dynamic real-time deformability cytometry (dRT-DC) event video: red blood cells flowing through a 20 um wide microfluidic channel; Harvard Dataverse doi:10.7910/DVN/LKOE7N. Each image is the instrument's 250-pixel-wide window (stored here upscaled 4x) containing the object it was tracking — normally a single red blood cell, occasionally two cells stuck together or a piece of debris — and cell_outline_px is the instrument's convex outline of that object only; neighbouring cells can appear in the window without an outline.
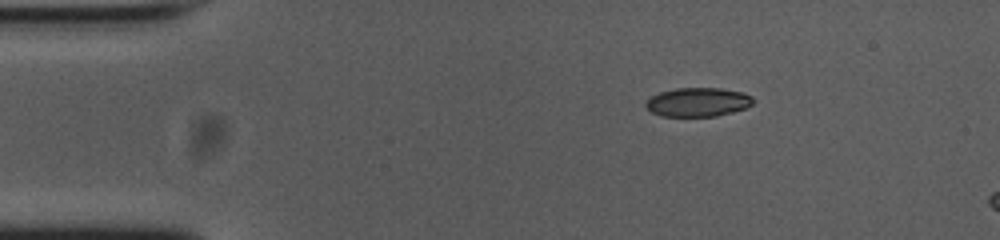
{"species": "common noctule bat (a hibernating species)", "species_latin": "Nyctalus noctula", "temperature_condition": "cold", "stored_images_in_passage": 6, "camera_frame_rate_fps": 3000, "um_per_image_px": 0.085, "animal": {"sex": "female", "body_mass_g": 23.0, "forearm_length_mm": 53.4}, "frame": {"image": 1, "passage_image": 1, "time_ms": 0.0, "image_size_px": [1000, 240], "cell_outline_px": [[756, 100], [752, 104], [744, 108], [732, 112], [716, 116], [660, 116], [652, 112], [644, 104], [652, 96], [660, 92], [676, 88], [720, 88], [744, 92], [752, 96]], "centroid_in_image_um": [59.35, 8.67], "position_along_channel_um": 25.6, "area_um2": 18.09}}